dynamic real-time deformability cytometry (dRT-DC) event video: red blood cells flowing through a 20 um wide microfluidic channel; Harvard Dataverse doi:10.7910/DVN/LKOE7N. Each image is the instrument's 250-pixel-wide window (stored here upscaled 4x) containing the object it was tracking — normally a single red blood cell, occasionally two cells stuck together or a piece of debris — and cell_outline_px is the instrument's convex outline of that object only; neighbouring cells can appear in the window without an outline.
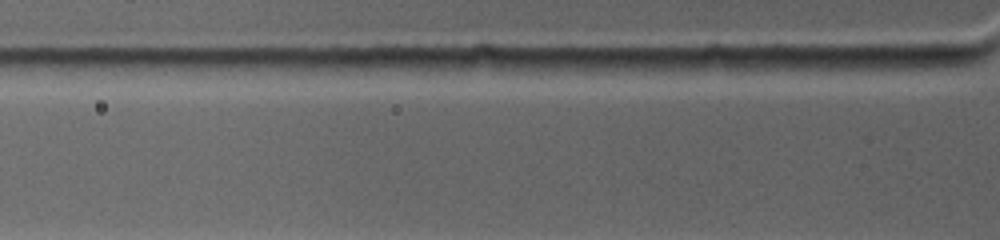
{"species": "common noctule bat (a hibernating species)", "species_latin": "Nyctalus noctula", "temperature_condition": "warm", "stored_images_in_passage": 2, "camera_frame_rate_fps": 4500, "um_per_image_px": 0.085, "animal": {"sex": "female", "body_mass_g": 19.0, "forearm_length_mm": 53.3}, "frame": {"image": 1, "passage_image": 2, "time_ms": 0.444, "image_size_px": [1000, 240], "cell_outline_px": [[972, 64], [960, 72], [912, 72], [844, 68], [852, 56], [956, 56]], "centroid_in_image_um": [77.27, 5.41], "position_along_channel_um": 48.5, "area_um2": 12.66}}